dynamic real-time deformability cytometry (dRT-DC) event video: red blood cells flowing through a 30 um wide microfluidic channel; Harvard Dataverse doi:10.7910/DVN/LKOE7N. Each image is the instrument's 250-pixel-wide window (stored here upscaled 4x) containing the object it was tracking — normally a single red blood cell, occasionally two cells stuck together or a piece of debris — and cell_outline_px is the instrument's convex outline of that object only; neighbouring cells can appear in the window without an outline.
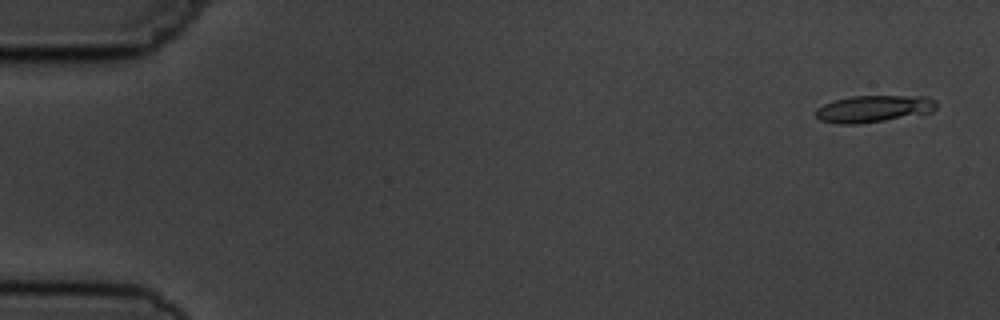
{"species": "common noctule bat (a hibernating species)", "species_latin": "Nyctalus noctula", "temperature_condition": "cold", "stored_images_in_passage": 5, "camera_frame_rate_fps": 3000, "um_per_image_px": 0.085, "animal": {"sex": "male", "body_mass_g": 19.5, "forearm_length_mm": 54.6}, "frame": {"image": 1, "passage_image": 1, "time_ms": 0.0, "image_size_px": [1000, 320], "cell_outline_px": [[936, 108], [932, 112], [884, 120], [856, 124], [836, 124], [820, 120], [816, 116], [816, 108], [824, 104], [836, 100], [852, 96], [928, 96], [936, 100]], "centroid_in_image_um": [74.27, 9.24], "position_along_channel_um": 10.7, "area_um2": 18.84}}
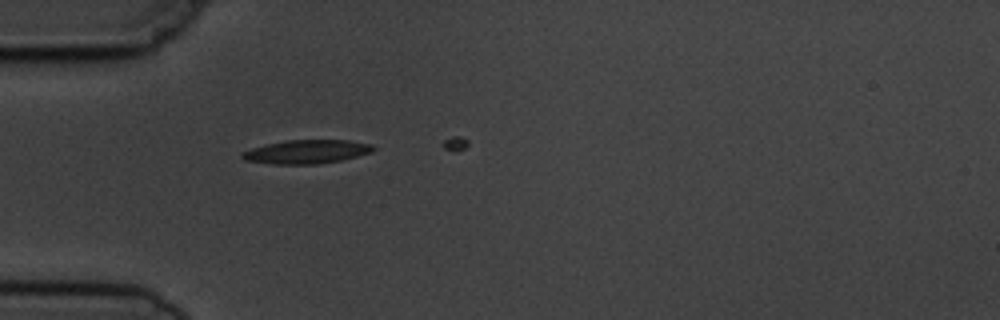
{"frame": {"image": 2, "passage_image": 5, "time_ms": 4.667, "image_size_px": [1000, 320], "cell_outline_px": [[376, 148], [372, 152], [340, 160], [320, 164], [272, 164], [244, 160], [240, 156], [240, 152], [252, 148], [268, 144], [288, 140], [348, 140], [372, 144]], "centroid_in_image_um": [26.05, 12.9], "position_along_channel_um": 58.9, "area_um2": 18.09}}